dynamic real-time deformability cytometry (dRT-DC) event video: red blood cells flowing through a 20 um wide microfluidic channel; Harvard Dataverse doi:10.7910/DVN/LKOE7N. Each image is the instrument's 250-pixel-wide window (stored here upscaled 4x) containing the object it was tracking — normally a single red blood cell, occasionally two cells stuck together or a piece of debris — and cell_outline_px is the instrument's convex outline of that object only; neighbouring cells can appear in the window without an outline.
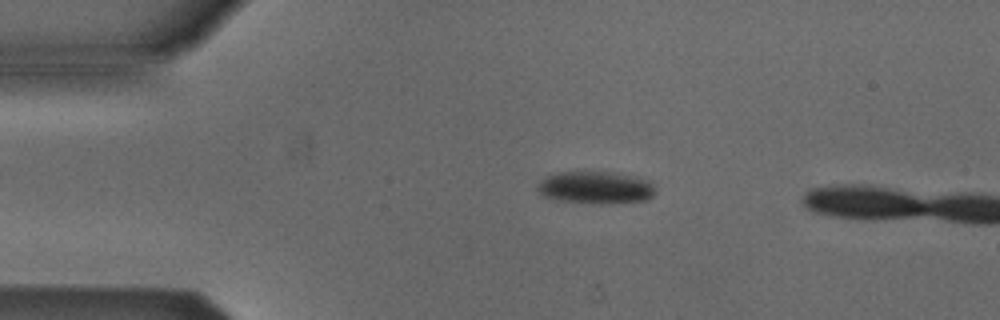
{"species": "Egyptian fruit bat (a non-hibernating species)", "species_latin": "Rousettus aegyptiacus", "temperature_condition": "cold", "stored_images_in_passage": 4, "segment_of_instrument_passage": [1, 2], "camera_frame_rate_fps": 3000, "um_per_image_px": 0.085, "animal": {"sex": "male"}, "frame": {"image": 1, "passage_image": 2, "time_ms": 1.333, "image_size_px": [1000, 320], "cell_outline_px": [[656, 192], [652, 196], [644, 200], [600, 204], [592, 204], [560, 200], [544, 196], [536, 188], [540, 180], [548, 176], [560, 172], [608, 172], [628, 176], [644, 180], [652, 184]], "centroid_in_image_um": [50.58, 15.96], "position_along_channel_um": 34.4, "area_um2": 21.73}}